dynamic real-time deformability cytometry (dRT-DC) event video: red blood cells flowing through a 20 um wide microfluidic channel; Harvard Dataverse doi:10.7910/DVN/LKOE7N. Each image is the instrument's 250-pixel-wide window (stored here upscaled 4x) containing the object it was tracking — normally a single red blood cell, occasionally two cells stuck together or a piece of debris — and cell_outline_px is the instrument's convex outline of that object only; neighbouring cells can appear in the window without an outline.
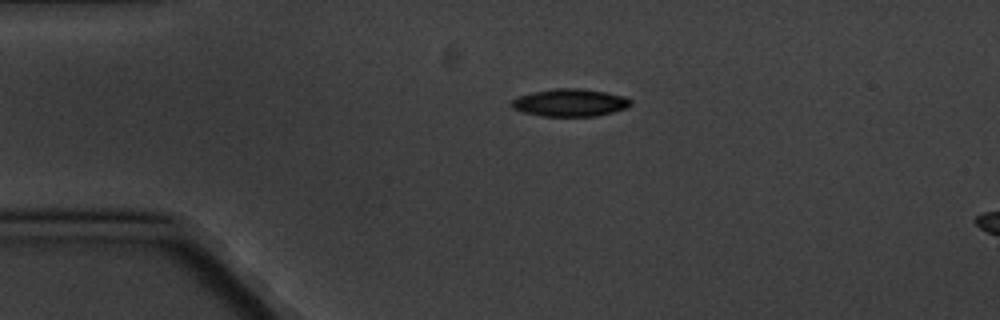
{"species": "common noctule bat (a hibernating species)", "species_latin": "Nyctalus noctula", "temperature_condition": "cold", "stored_images_in_passage": 3, "segment_of_instrument_passage": [1, 2], "camera_frame_rate_fps": 3000, "um_per_image_px": 0.085, "animal": {"sex": "male", "body_mass_g": 20.1, "forearm_length_mm": 53.5}, "frame": {"image": 1, "passage_image": 1, "time_ms": 0.0, "image_size_px": [1000, 320], "cell_outline_px": [[632, 104], [624, 108], [612, 112], [596, 116], [540, 116], [524, 112], [512, 108], [512, 100], [520, 96], [532, 92], [556, 88], [580, 88], [628, 96], [632, 100]], "centroid_in_image_um": [48.48, 8.72], "position_along_channel_um": 36.5, "area_um2": 19.07}}